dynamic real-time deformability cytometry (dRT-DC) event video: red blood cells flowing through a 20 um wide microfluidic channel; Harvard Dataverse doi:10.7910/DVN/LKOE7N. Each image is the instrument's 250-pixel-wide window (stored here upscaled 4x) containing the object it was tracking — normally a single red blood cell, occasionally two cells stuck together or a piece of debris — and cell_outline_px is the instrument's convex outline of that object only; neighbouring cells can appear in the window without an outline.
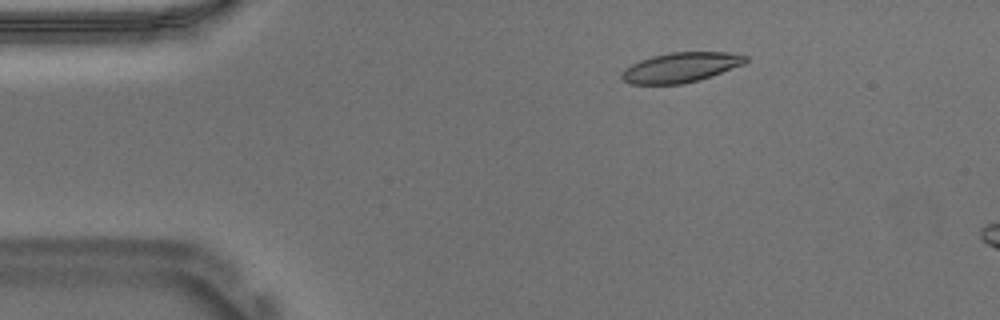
{"species": "Egyptian fruit bat (a non-hibernating species)", "species_latin": "Rousettus aegyptiacus", "temperature_condition": "warm", "stored_images_in_passage": 46, "camera_frame_rate_fps": 3000, "um_per_image_px": 0.085, "animal": {"sex": "male"}, "frame": {"image": 1, "passage_image": 9, "time_ms": 2.667, "image_size_px": [1000, 320], "cell_outline_px": [[748, 60], [744, 64], [712, 76], [680, 84], [632, 84], [624, 80], [620, 76], [624, 68], [640, 60], [652, 56], [668, 52], [728, 52], [748, 56]], "centroid_in_image_um": [57.87, 5.72], "position_along_channel_um": 27.1, "area_um2": 21.5}}
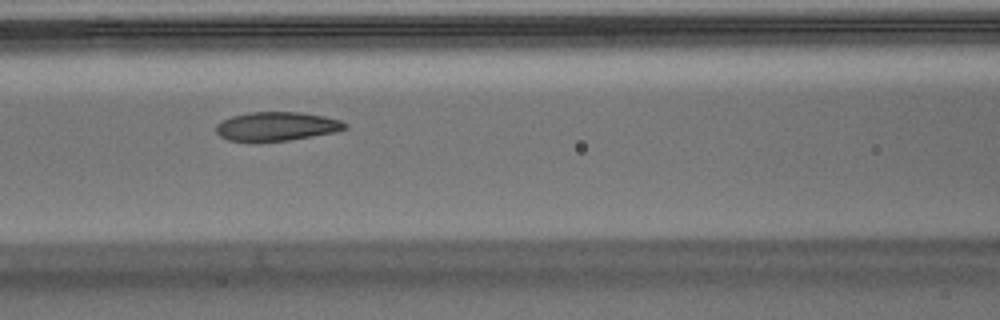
{"frame": {"image": 2, "passage_image": 23, "time_ms": 7.333, "image_size_px": [1000, 320], "cell_outline_px": [[348, 128], [336, 132], [288, 140], [228, 140], [220, 136], [216, 132], [216, 124], [232, 116], [252, 112], [300, 112], [324, 116], [340, 120], [348, 124]], "centroid_in_image_um": [23.56, 10.72], "position_along_channel_um": 143.0, "area_um2": 21.33}}
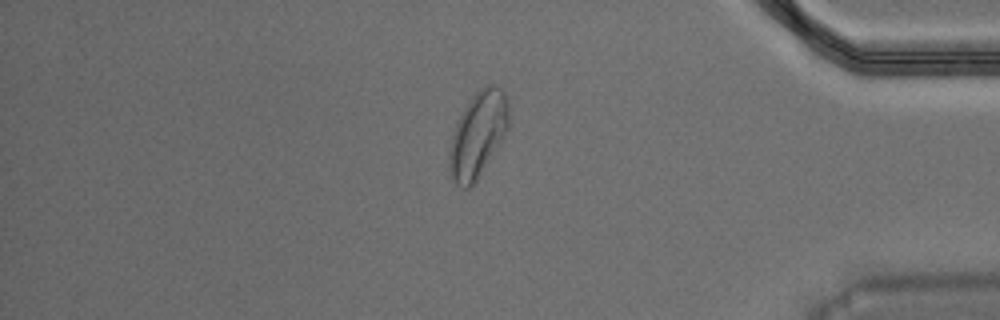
{"frame": {"image": 3, "passage_image": 46, "time_ms": 15.0, "image_size_px": [1000, 320], "cell_outline_px": [[508, 132], [472, 188], [460, 188], [456, 184], [448, 168], [448, 152], [452, 136], [456, 124], [464, 108], [472, 96], [480, 88], [488, 84], [496, 84], [508, 96]], "centroid_in_image_um": [40.63, 11.45], "position_along_channel_um": 394.6, "area_um2": 30.0}, "authors_computed_cell_mechanics": {"area_um2": 21.9929, "velocity_mm_per_s": 3.6756, "shape_relaxation_time_tau1_ms": 8.4235, "shape_relaxation_time_tau2_ms": 2.2683, "deformation_change_tau1": 0.2043, "deformation_change_tau2": 0.0768}}